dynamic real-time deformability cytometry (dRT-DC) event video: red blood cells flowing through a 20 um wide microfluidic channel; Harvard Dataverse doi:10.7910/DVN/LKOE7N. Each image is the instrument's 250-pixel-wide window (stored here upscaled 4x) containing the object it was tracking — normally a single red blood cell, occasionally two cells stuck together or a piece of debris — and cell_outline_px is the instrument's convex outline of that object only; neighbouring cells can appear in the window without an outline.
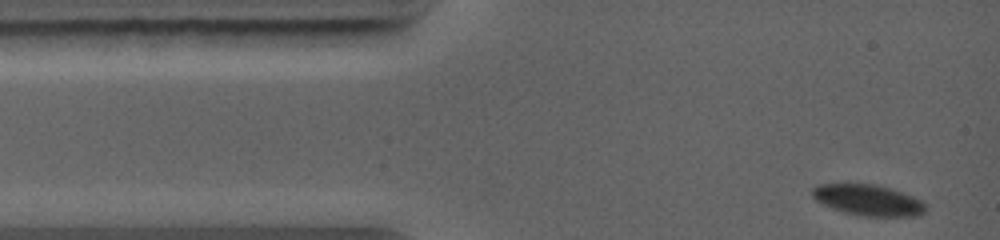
{"species": "common noctule bat (a hibernating species)", "species_latin": "Nyctalus noctula", "temperature_condition": "warm", "stored_images_in_passage": 4, "camera_frame_rate_fps": 5000, "um_per_image_px": 0.085, "animal": {"sex": "female", "body_mass_g": 19.0, "forearm_length_mm": 56.7}, "frame": {"image": 1, "passage_image": 1, "time_ms": 0.0, "image_size_px": [1000, 240], "cell_outline_px": [[924, 212], [920, 216], [864, 216], [844, 212], [832, 208], [816, 200], [812, 196], [812, 188], [816, 184], [872, 184], [888, 188], [912, 196], [920, 200], [924, 204]], "centroid_in_image_um": [73.75, 17.01], "position_along_channel_um": 11.2, "area_um2": 20.11}}
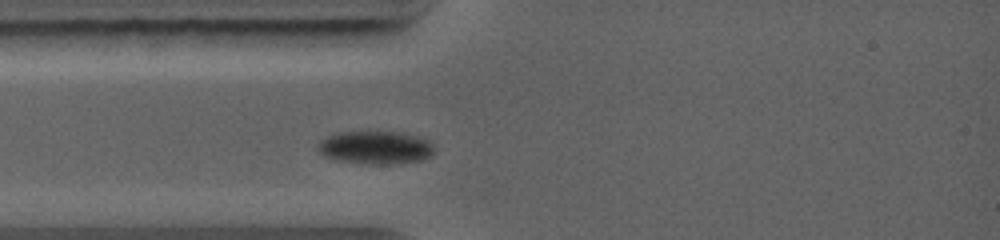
{"frame": {"image": 2, "passage_image": 4, "time_ms": 2.2, "image_size_px": [1000, 240], "cell_outline_px": [[432, 152], [428, 156], [420, 160], [400, 164], [372, 164], [336, 160], [324, 156], [316, 148], [316, 144], [320, 140], [336, 132], [376, 128], [400, 132], [416, 136], [428, 140], [432, 144]], "centroid_in_image_um": [31.84, 12.48], "position_along_channel_um": 53.2, "area_um2": 23.29}}